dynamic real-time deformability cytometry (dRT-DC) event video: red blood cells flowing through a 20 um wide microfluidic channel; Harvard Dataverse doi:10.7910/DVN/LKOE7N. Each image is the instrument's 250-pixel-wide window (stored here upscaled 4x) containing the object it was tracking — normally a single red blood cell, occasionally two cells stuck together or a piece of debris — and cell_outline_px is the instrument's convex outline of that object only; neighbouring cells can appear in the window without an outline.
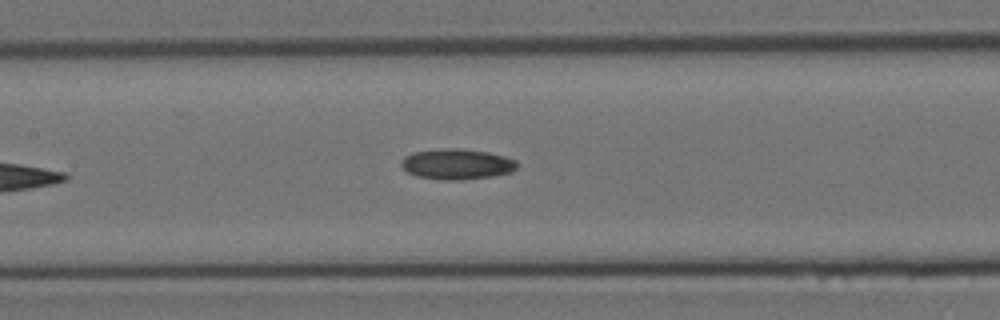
{"species": "Egyptian fruit bat (a non-hibernating species)", "species_latin": "Rousettus aegyptiacus", "temperature_condition": "room temperature", "stored_images_in_passage": 10, "camera_frame_rate_fps": 3000, "um_per_image_px": 0.085, "animal": {"sex": "female"}, "frame": {"image": 1, "passage_image": 10, "time_ms": 3.0, "image_size_px": [1000, 320], "cell_outline_px": [[516, 168], [512, 172], [492, 176], [460, 180], [440, 180], [416, 176], [408, 172], [400, 164], [404, 156], [412, 152], [440, 148], [456, 148], [488, 152], [504, 156], [516, 160]], "centroid_in_image_um": [38.81, 13.95], "position_along_channel_um": 168.6, "area_um2": 20.69}}